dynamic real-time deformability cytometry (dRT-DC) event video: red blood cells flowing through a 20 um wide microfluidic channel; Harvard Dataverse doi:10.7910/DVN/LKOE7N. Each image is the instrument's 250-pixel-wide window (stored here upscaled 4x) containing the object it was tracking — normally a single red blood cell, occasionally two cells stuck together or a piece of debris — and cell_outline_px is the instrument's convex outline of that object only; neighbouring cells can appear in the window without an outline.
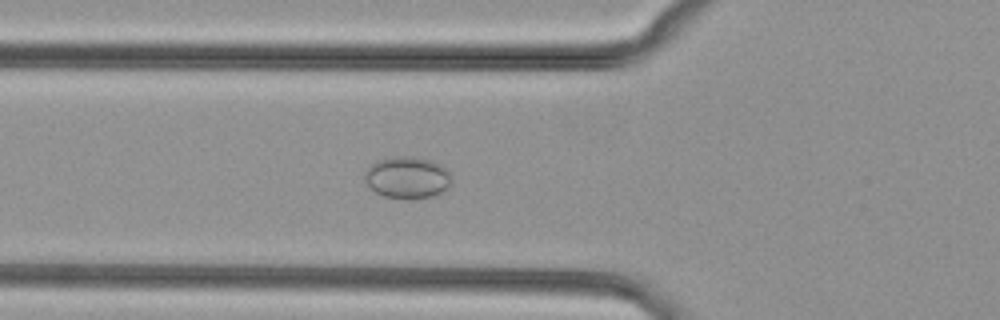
{"species": "common noctule bat (a hibernating species)", "species_latin": "Nyctalus noctula", "temperature_condition": "cold", "stored_images_in_passage": 43, "camera_frame_rate_fps": 3000, "um_per_image_px": 0.085, "animal": {"sex": "female", "body_mass_g": 29.2, "forearm_length_mm": 56.3}, "frame": {"image": 1, "passage_image": 10, "time_ms": 3.0, "image_size_px": [1000, 320], "cell_outline_px": [[448, 188], [432, 196], [404, 200], [384, 196], [376, 192], [364, 180], [364, 172], [376, 160], [392, 156], [416, 156], [432, 160], [444, 168], [448, 172]], "centroid_in_image_um": [34.56, 15.08], "position_along_channel_um": 91.2, "area_um2": 21.1}}
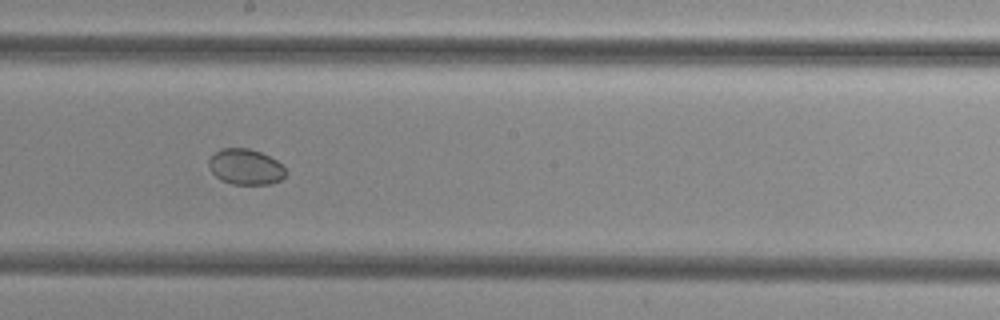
{"frame": {"image": 2, "passage_image": 20, "time_ms": 6.333, "image_size_px": [1000, 320], "cell_outline_px": [[288, 172], [280, 180], [272, 184], [232, 184], [220, 180], [208, 168], [208, 160], [220, 148], [248, 148], [260, 152], [276, 160]], "centroid_in_image_um": [20.86, 14.19], "position_along_channel_um": 227.3, "area_um2": 16.01}}
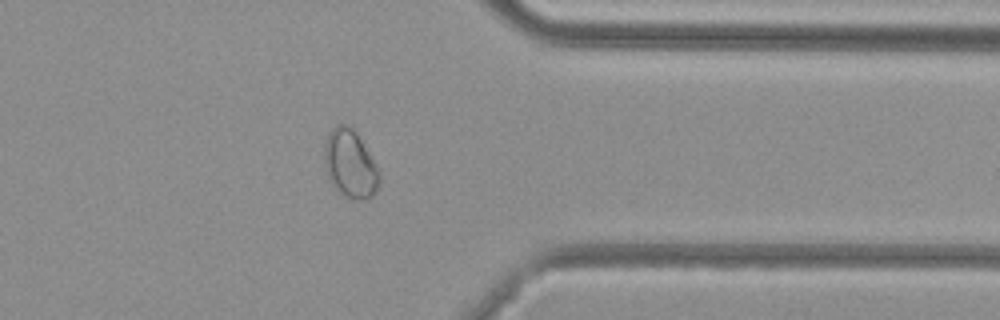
{"frame": {"image": 3, "passage_image": 32, "time_ms": 10.333, "image_size_px": [1000, 320], "cell_outline_px": [[380, 184], [376, 192], [372, 196], [360, 200], [352, 200], [336, 192], [328, 176], [324, 164], [324, 148], [328, 132], [336, 124], [348, 124], [356, 132], [376, 164], [380, 172]], "centroid_in_image_um": [29.76, 13.95], "position_along_channel_um": 381.6, "area_um2": 22.14}}